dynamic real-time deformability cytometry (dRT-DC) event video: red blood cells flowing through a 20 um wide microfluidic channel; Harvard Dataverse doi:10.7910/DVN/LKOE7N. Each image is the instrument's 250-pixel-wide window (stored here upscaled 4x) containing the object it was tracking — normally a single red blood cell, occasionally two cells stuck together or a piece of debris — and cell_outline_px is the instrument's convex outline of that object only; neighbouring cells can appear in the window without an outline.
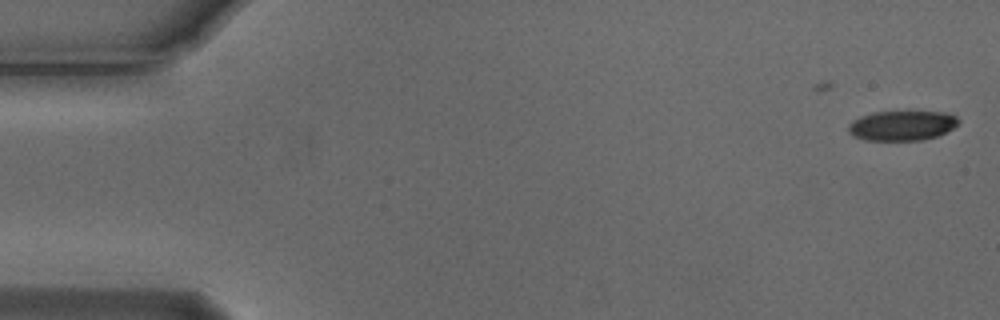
{"species": "Egyptian fruit bat (a non-hibernating species)", "species_latin": "Rousettus aegyptiacus", "temperature_condition": "cold", "stored_images_in_passage": 15, "camera_frame_rate_fps": 3000, "um_per_image_px": 0.085, "animal": {"sex": "male"}, "frame": {"image": 1, "passage_image": 1, "time_ms": 0.0, "image_size_px": [1000, 320], "cell_outline_px": [[960, 124], [936, 136], [920, 140], [864, 140], [852, 136], [848, 132], [848, 124], [852, 120], [860, 116], [872, 112], [908, 108], [948, 112], [956, 116], [960, 120]], "centroid_in_image_um": [76.68, 10.6], "position_along_channel_um": 8.3, "area_um2": 20.35}}
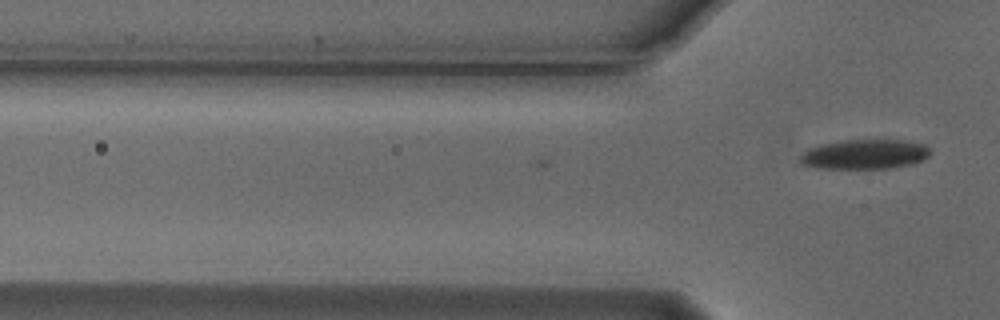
{"frame": {"image": 2, "passage_image": 15, "time_ms": 4.667, "image_size_px": [1000, 320], "cell_outline_px": [[932, 152], [924, 160], [912, 164], [892, 168], [816, 168], [800, 164], [800, 156], [808, 148], [820, 144], [844, 140], [908, 140], [924, 144]], "centroid_in_image_um": [73.52, 13.11], "position_along_channel_um": 52.3, "area_um2": 22.72}}